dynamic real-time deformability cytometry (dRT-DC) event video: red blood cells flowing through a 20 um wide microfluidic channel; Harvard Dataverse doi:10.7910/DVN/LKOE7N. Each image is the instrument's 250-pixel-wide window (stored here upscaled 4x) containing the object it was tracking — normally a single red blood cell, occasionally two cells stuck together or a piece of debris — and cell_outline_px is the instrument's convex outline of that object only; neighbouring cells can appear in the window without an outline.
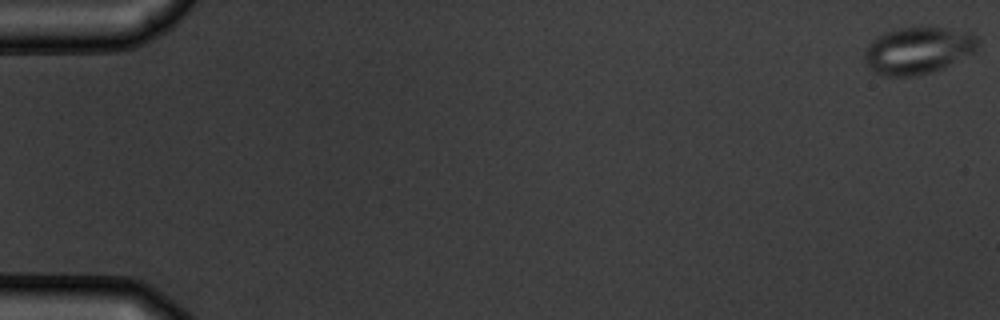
{"species": "common noctule bat (a hibernating species)", "species_latin": "Nyctalus noctula", "temperature_condition": "warm", "stored_images_in_passage": 7, "camera_frame_rate_fps": 3000, "um_per_image_px": 0.085, "animal": {"sex": "male", "body_mass_g": 19.5, "forearm_length_mm": 54.6}, "frame": {"image": 1, "passage_image": 1, "time_ms": 0.0, "image_size_px": [1000, 320], "cell_outline_px": [[980, 44], [976, 52], [932, 72], [916, 76], [884, 76], [872, 72], [868, 68], [864, 60], [864, 48], [876, 36], [884, 32], [900, 28], [944, 28], [972, 32], [980, 40]], "centroid_in_image_um": [78.02, 4.29], "position_along_channel_um": 7.0, "area_um2": 31.39}}